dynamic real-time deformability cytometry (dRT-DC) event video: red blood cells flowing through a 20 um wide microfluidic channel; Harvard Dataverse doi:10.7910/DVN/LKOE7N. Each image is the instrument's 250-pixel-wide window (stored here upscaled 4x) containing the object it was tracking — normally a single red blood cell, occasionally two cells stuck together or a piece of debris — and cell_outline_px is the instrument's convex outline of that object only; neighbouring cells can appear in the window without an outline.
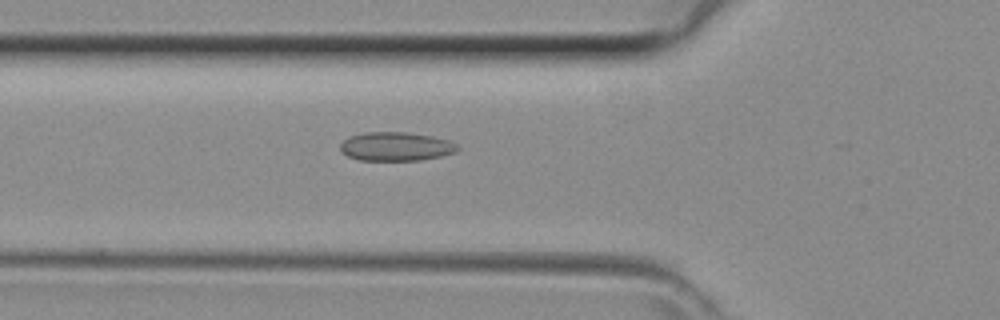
{"species": "common noctule bat (a hibernating species)", "species_latin": "Nyctalus noctula", "temperature_condition": "room temperature", "stored_images_in_passage": 21, "camera_frame_rate_fps": 3000, "um_per_image_px": 0.085, "animal": {"sex": "female", "body_mass_g": 29.2, "forearm_length_mm": 56.3}, "frame": {"image": 1, "passage_image": 4, "time_ms": 1.0, "image_size_px": [1000, 320], "cell_outline_px": [[460, 148], [456, 152], [440, 156], [420, 160], [360, 160], [348, 156], [340, 152], [340, 144], [348, 136], [364, 132], [404, 132], [432, 136], [448, 140], [456, 144]], "centroid_in_image_um": [33.63, 12.45], "position_along_channel_um": 92.2, "area_um2": 19.71}}
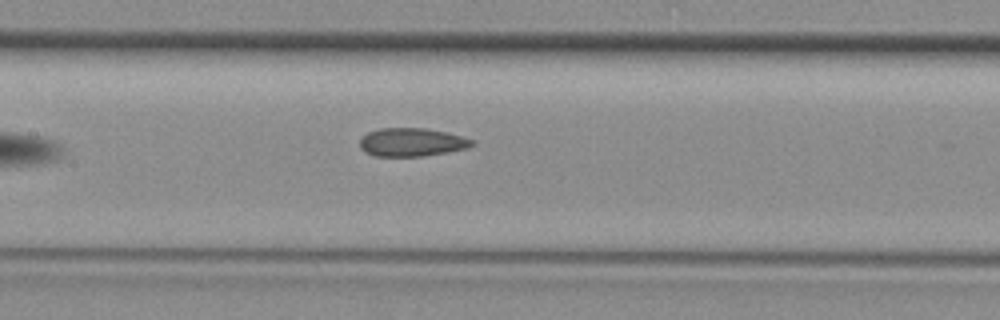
{"frame": {"image": 2, "passage_image": 9, "time_ms": 2.667, "image_size_px": [1000, 320], "cell_outline_px": [[476, 144], [468, 148], [448, 152], [424, 156], [376, 156], [364, 152], [360, 148], [360, 140], [368, 132], [380, 128], [424, 128], [444, 132], [476, 140]], "centroid_in_image_um": [35.02, 12.09], "position_along_channel_um": 172.4, "area_um2": 18.55}}
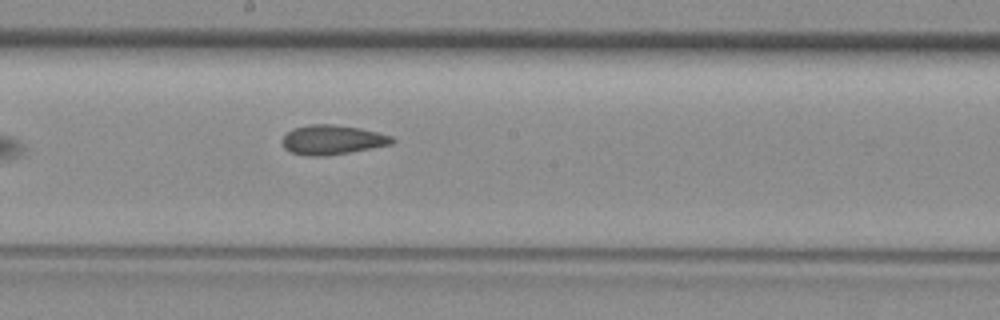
{"frame": {"image": 3, "passage_image": 12, "time_ms": 3.667, "image_size_px": [1000, 320], "cell_outline_px": [[396, 140], [392, 144], [348, 152], [324, 156], [308, 156], [292, 152], [284, 148], [280, 140], [288, 132], [296, 128], [312, 124], [332, 124], [360, 128], [392, 136]], "centroid_in_image_um": [28.24, 11.88], "position_along_channel_um": 220.0, "area_um2": 18.67}}